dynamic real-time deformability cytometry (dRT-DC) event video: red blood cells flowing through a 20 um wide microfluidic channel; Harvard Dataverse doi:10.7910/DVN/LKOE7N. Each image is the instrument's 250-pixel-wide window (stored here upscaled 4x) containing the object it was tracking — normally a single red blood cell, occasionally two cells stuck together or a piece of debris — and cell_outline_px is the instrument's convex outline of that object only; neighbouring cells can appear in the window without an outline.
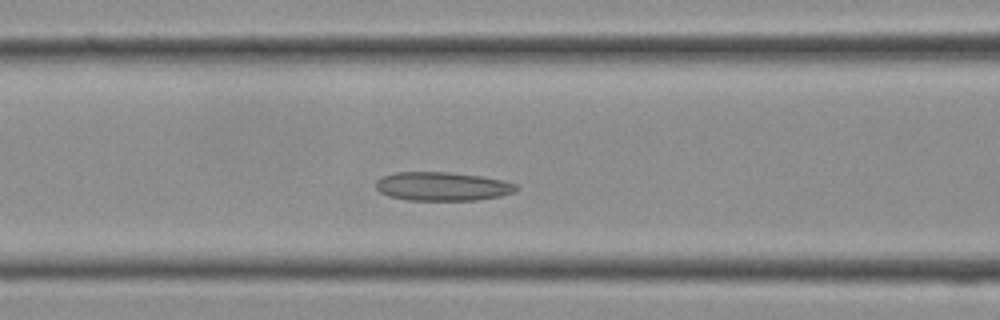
{"species": "Egyptian fruit bat (a non-hibernating species)", "species_latin": "Rousettus aegyptiacus", "temperature_condition": "cold", "stored_images_in_passage": 28, "camera_frame_rate_fps": 3000, "um_per_image_px": 0.085, "frame": {"image": 1, "passage_image": 10, "time_ms": 3.0, "image_size_px": [1000, 320], "cell_outline_px": [[520, 188], [512, 192], [500, 196], [476, 200], [408, 200], [388, 196], [380, 192], [376, 188], [376, 180], [380, 176], [396, 172], [448, 172], [480, 176], [504, 180], [516, 184]], "centroid_in_image_um": [37.58, 15.84], "position_along_channel_um": 129.0, "area_um2": 23.58}}
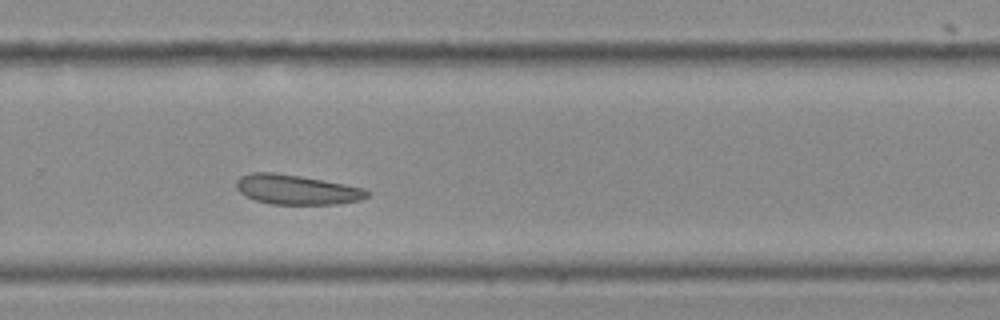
{"frame": {"image": 2, "passage_image": 18, "time_ms": 5.667, "image_size_px": [1000, 320], "cell_outline_px": [[372, 192], [368, 196], [360, 200], [336, 204], [268, 204], [244, 196], [236, 188], [236, 180], [240, 176], [252, 172], [272, 172], [300, 176], [324, 180], [364, 188]], "centroid_in_image_um": [25.2, 16.12], "position_along_channel_um": 304.6, "area_um2": 22.77}}
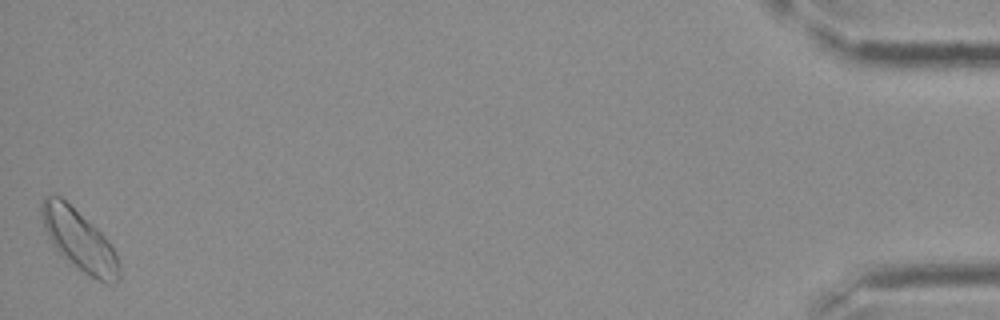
{"frame": {"image": 3, "passage_image": 28, "time_ms": 9.0, "image_size_px": [1000, 320], "cell_outline_px": [[120, 276], [116, 280], [108, 284], [96, 280], [88, 276], [72, 264], [52, 244], [44, 228], [40, 216], [40, 200], [44, 196], [52, 192], [60, 196], [92, 224], [104, 236], [116, 252], [120, 264]], "centroid_in_image_um": [6.7, 20.38], "position_along_channel_um": 428.5, "area_um2": 27.57}}